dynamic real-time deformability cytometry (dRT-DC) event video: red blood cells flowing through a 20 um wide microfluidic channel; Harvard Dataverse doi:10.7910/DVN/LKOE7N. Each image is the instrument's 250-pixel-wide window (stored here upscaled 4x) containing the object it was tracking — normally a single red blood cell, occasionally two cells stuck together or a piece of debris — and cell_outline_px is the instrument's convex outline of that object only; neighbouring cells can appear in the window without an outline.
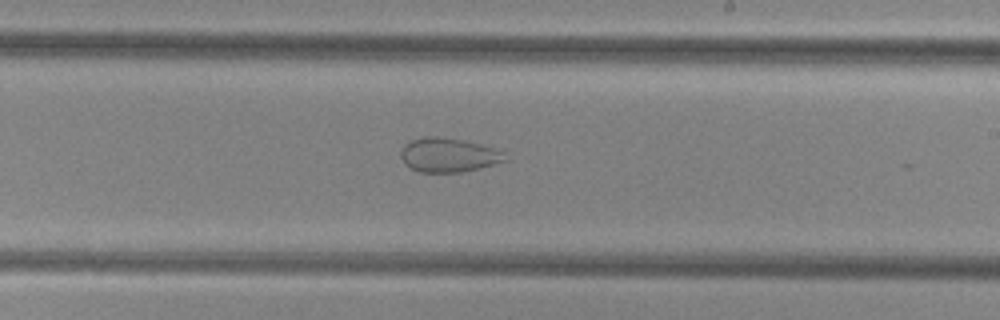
{"species": "common noctule bat (a hibernating species)", "species_latin": "Nyctalus noctula", "temperature_condition": "cold", "stored_images_in_passage": 44, "camera_frame_rate_fps": 3000, "um_per_image_px": 0.085, "animal": {"sex": "female", "body_mass_g": 29.2, "forearm_length_mm": 56.3}, "frame": {"image": 1, "passage_image": 24, "time_ms": 7.667, "image_size_px": [1000, 320], "cell_outline_px": [[512, 160], [480, 168], [460, 172], [420, 172], [408, 168], [404, 164], [400, 156], [400, 152], [404, 144], [412, 140], [424, 136], [436, 136], [464, 140], [480, 144], [504, 152]], "centroid_in_image_um": [38.13, 13.18], "position_along_channel_um": 250.9, "area_um2": 21.1}}
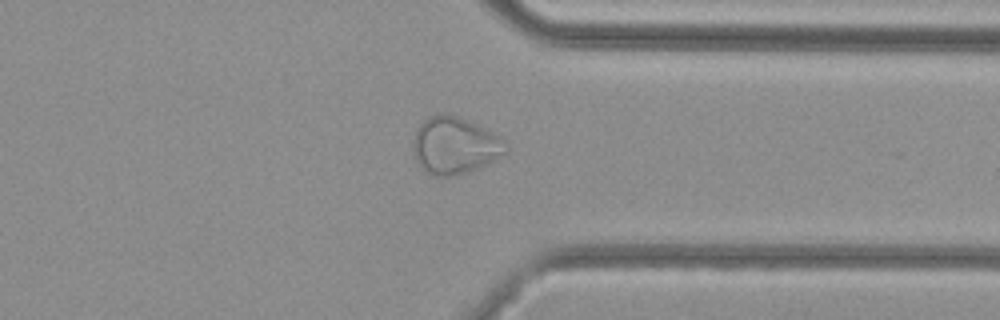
{"frame": {"image": 2, "passage_image": 33, "time_ms": 10.667, "image_size_px": [1000, 320], "cell_outline_px": [[508, 148], [504, 152], [480, 168], [468, 172], [452, 176], [436, 176], [424, 172], [420, 168], [416, 160], [412, 148], [412, 144], [416, 128], [428, 116], [444, 112], [456, 116], [496, 136]], "centroid_in_image_um": [38.53, 12.4], "position_along_channel_um": 372.9, "area_um2": 30.17}}
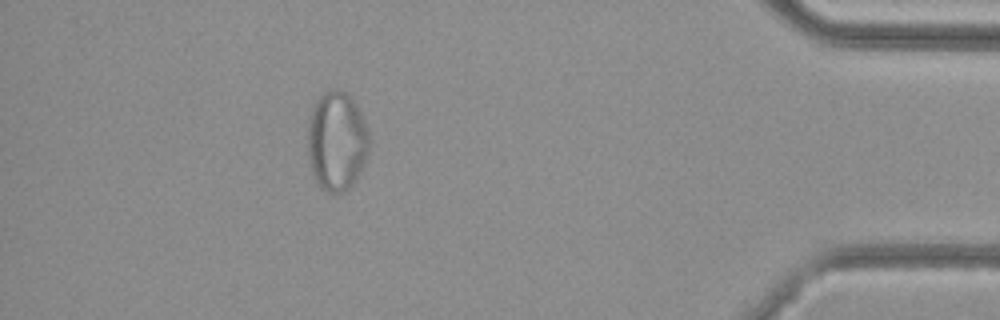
{"frame": {"image": 3, "passage_image": 39, "time_ms": 12.667, "image_size_px": [1000, 320], "cell_outline_px": [[368, 152], [356, 180], [344, 192], [328, 192], [320, 188], [316, 180], [308, 156], [308, 120], [312, 108], [316, 100], [328, 88], [336, 88], [344, 92], [356, 104], [360, 112], [368, 132]], "centroid_in_image_um": [28.6, 11.98], "position_along_channel_um": 406.6, "area_um2": 35.32}}